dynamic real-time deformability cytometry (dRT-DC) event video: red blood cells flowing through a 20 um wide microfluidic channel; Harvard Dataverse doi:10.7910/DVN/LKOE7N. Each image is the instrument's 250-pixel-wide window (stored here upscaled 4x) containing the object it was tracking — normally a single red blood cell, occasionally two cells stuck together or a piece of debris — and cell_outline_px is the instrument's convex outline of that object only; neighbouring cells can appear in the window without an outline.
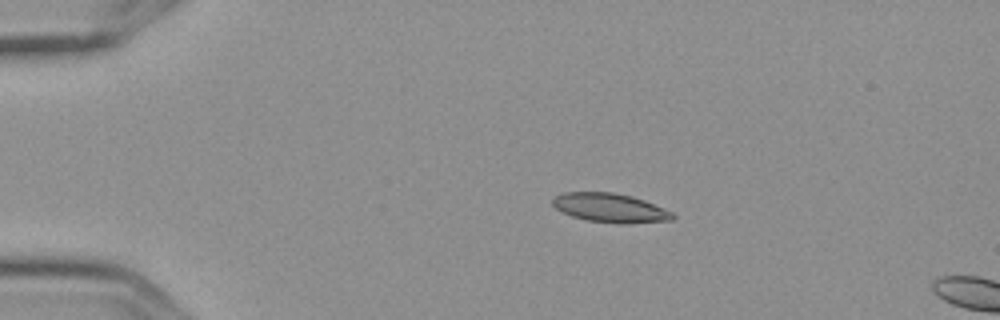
{"species": "Egyptian fruit bat (a non-hibernating species)", "species_latin": "Rousettus aegyptiacus", "temperature_condition": "cold", "stored_images_in_passage": 4, "camera_frame_rate_fps": 3000, "um_per_image_px": 0.085, "frame": {"image": 1, "passage_image": 3, "time_ms": 0.667, "image_size_px": [1000, 320], "cell_outline_px": [[676, 216], [672, 220], [624, 224], [620, 224], [588, 220], [572, 216], [556, 208], [552, 204], [552, 200], [556, 196], [564, 192], [612, 192], [632, 196], [644, 200], [672, 212]], "centroid_in_image_um": [51.88, 17.67], "position_along_channel_um": 33.1, "area_um2": 20.17}}